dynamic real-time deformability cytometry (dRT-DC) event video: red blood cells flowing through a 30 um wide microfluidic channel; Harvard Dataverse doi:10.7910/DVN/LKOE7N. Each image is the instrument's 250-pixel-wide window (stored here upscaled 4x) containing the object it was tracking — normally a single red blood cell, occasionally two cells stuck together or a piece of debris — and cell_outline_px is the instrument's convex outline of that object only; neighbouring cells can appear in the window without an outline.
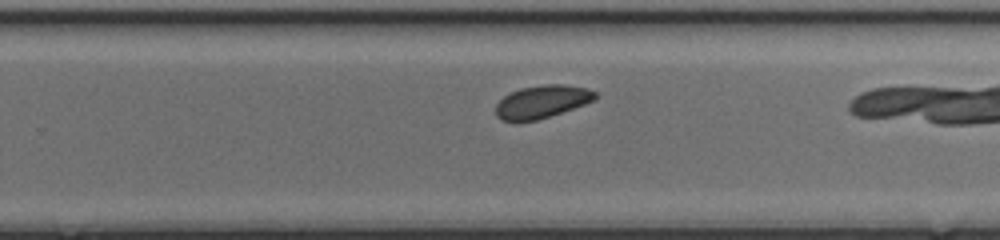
{"species": "common noctule bat (a hibernating species)", "species_latin": "Nyctalus noctula", "temperature_condition": "cold", "stored_images_in_passage": 26, "camera_frame_rate_fps": 3000, "um_per_image_px": 0.085, "animal": {"sex": "female", "body_mass_g": 17.0, "forearm_length_mm": 48.0}, "frame": {"image": 1, "passage_image": 19, "time_ms": 6.0, "image_size_px": [1000, 240], "cell_outline_px": [[596, 96], [592, 100], [584, 104], [536, 120], [516, 124], [500, 120], [496, 116], [496, 104], [504, 96], [520, 88], [544, 84], [564, 84], [588, 88], [596, 92]], "centroid_in_image_um": [45.99, 8.66], "position_along_channel_um": 283.8, "area_um2": 19.13}}
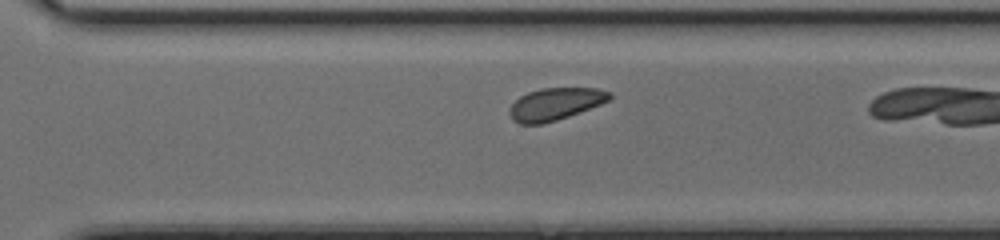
{"frame": {"image": 2, "passage_image": 22, "time_ms": 7.0, "image_size_px": [1000, 240], "cell_outline_px": [[612, 96], [608, 100], [600, 104], [568, 116], [544, 124], [520, 124], [512, 120], [508, 112], [508, 108], [520, 96], [528, 92], [540, 88], [600, 88], [612, 92]], "centroid_in_image_um": [47.17, 8.84], "position_along_channel_um": 323.4, "area_um2": 18.84}}